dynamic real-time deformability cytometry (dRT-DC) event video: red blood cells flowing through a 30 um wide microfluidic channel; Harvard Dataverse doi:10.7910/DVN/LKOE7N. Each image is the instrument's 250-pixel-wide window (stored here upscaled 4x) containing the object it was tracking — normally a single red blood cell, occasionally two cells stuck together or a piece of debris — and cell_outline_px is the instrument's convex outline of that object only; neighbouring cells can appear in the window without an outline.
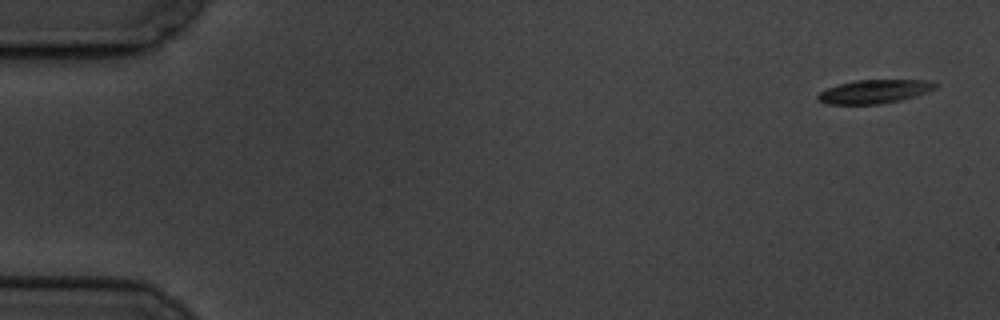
{"species": "common noctule bat (a hibernating species)", "species_latin": "Nyctalus noctula", "temperature_condition": "cold", "stored_images_in_passage": 8, "camera_frame_rate_fps": 3000, "um_per_image_px": 0.085, "animal": {"sex": "male", "body_mass_g": 19.5, "forearm_length_mm": 54.6}, "frame": {"image": 1, "passage_image": 1, "time_ms": 0.0, "image_size_px": [1000, 320], "cell_outline_px": [[936, 88], [916, 96], [900, 100], [880, 104], [828, 104], [816, 100], [816, 96], [820, 92], [828, 88], [840, 84], [856, 80], [924, 80], [936, 84]], "centroid_in_image_um": [74.28, 7.79], "position_along_channel_um": 10.7, "area_um2": 16.01}}
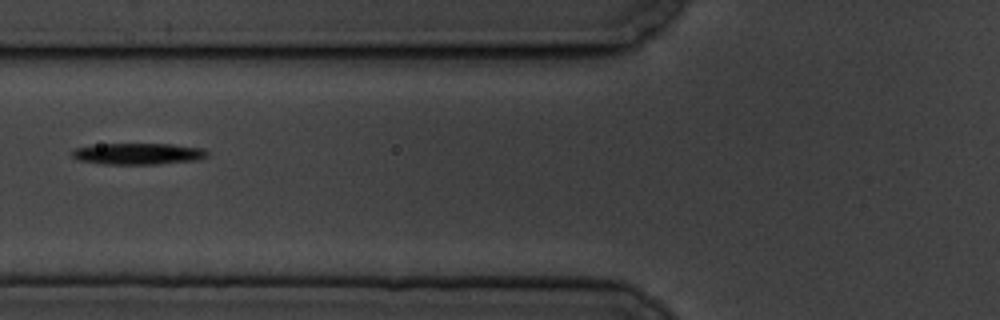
{"frame": {"image": 2, "passage_image": 7, "time_ms": 7.0, "image_size_px": [1000, 320], "cell_outline_px": [[208, 156], [200, 160], [160, 164], [104, 164], [80, 160], [72, 156], [72, 148], [104, 144], [172, 144], [204, 148], [208, 152]], "centroid_in_image_um": [11.81, 13.07], "position_along_channel_um": 114.0, "area_um2": 16.94}}
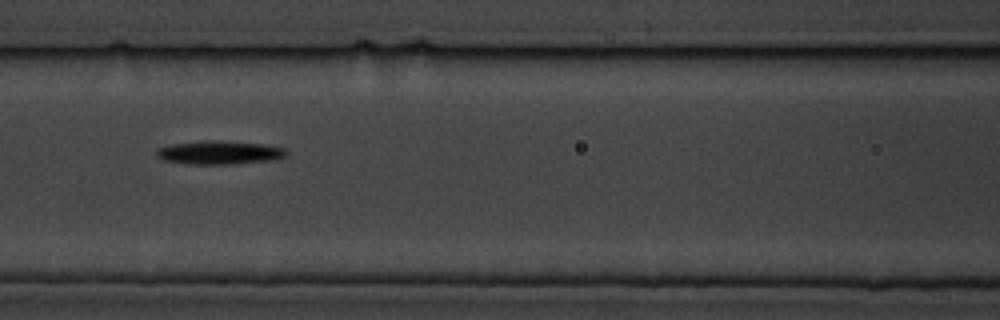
{"frame": {"image": 3, "passage_image": 8, "time_ms": 8.0, "image_size_px": [1000, 320], "cell_outline_px": [[288, 156], [276, 160], [236, 164], [184, 164], [164, 160], [156, 156], [156, 148], [176, 144], [216, 140], [260, 144], [284, 148], [288, 152]], "centroid_in_image_um": [18.69, 12.99], "position_along_channel_um": 147.9, "area_um2": 17.74}}